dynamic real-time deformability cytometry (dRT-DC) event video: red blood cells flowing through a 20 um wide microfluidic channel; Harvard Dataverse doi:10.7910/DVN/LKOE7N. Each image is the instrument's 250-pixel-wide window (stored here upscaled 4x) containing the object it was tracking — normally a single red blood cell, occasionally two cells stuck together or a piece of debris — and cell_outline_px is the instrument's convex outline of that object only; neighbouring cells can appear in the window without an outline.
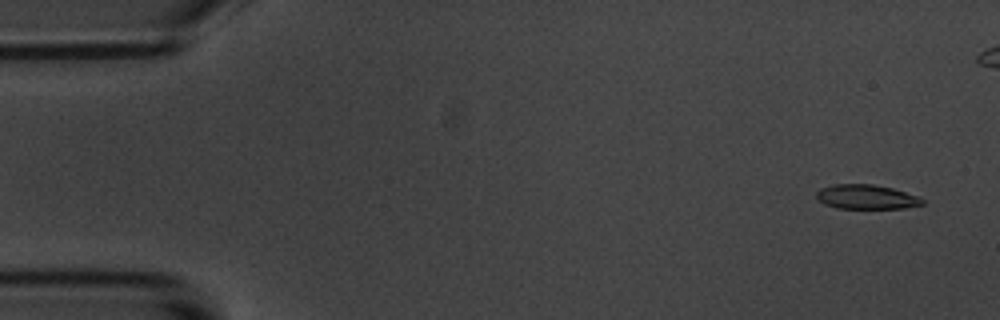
{"species": "common noctule bat (a hibernating species)", "species_latin": "Nyctalus noctula", "temperature_condition": "room temperature", "stored_images_in_passage": 56, "camera_frame_rate_fps": 3000, "um_per_image_px": 0.085, "animal": {"sex": "male", "body_mass_g": 20.1, "forearm_length_mm": 53.5}, "frame": {"image": 1, "passage_image": 2, "time_ms": 0.333, "image_size_px": [1000, 320], "cell_outline_px": [[924, 204], [904, 208], [836, 208], [824, 204], [816, 196], [816, 192], [820, 188], [832, 184], [872, 184], [892, 188], [920, 196], [924, 200]], "centroid_in_image_um": [73.65, 16.73], "position_along_channel_um": 11.4, "area_um2": 15.14}}
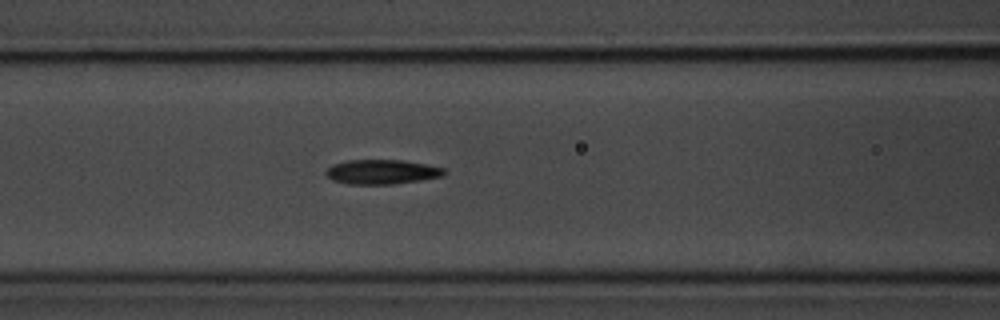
{"frame": {"image": 2, "passage_image": 22, "time_ms": 7.0, "image_size_px": [1000, 320], "cell_outline_px": [[448, 172], [444, 176], [420, 180], [392, 184], [348, 184], [332, 180], [324, 172], [332, 164], [348, 160], [404, 160], [444, 168]], "centroid_in_image_um": [32.46, 14.61], "position_along_channel_um": 134.1, "area_um2": 16.94}}
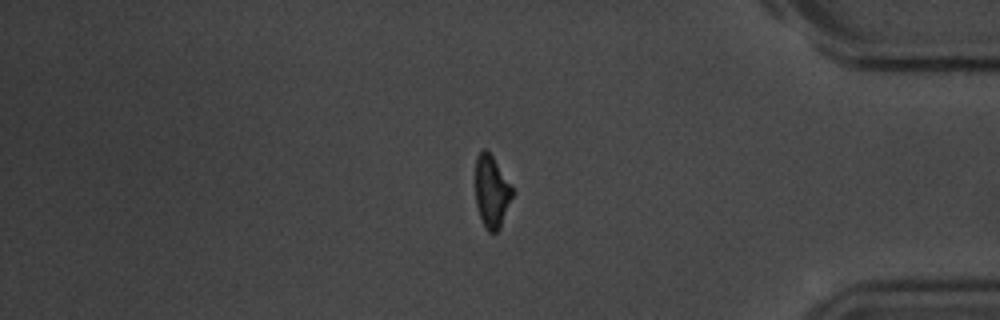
{"frame": {"image": 3, "passage_image": 46, "time_ms": 15.0, "image_size_px": [1000, 320], "cell_outline_px": [[516, 192], [500, 228], [496, 232], [488, 232], [480, 216], [476, 204], [476, 156], [484, 148], [492, 156]], "centroid_in_image_um": [41.83, 16.3], "position_along_channel_um": 393.4, "area_um2": 15.61}, "authors_computed_cell_mechanics": {"area_um2": 16.5019, "velocity_mm_per_s": 3.593, "shape_relaxation_time_tau1_ms": 2.8327, "shape_relaxation_time_tau2_ms": 4.3034, "deformation_change_tau1": 0.1551, "deformation_change_tau2": 0.1407}}